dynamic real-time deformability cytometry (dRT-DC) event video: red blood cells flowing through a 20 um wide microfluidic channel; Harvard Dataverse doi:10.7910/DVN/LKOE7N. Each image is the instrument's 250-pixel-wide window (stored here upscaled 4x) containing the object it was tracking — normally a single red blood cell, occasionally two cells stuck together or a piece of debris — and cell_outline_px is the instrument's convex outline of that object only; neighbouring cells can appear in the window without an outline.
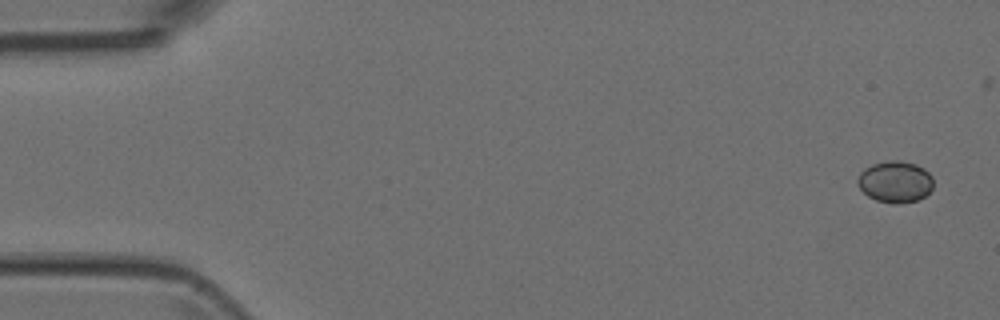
{"species": "Egyptian fruit bat (a non-hibernating species)", "species_latin": "Rousettus aegyptiacus", "temperature_condition": "room temperature", "stored_images_in_passage": 5, "camera_frame_rate_fps": 3000, "um_per_image_px": 0.085, "animal": {"sex": "female"}, "frame": {"image": 1, "passage_image": 1, "time_ms": 0.0, "image_size_px": [1000, 320], "cell_outline_px": [[932, 188], [920, 200], [896, 204], [892, 204], [876, 200], [868, 196], [856, 184], [856, 180], [860, 172], [864, 168], [872, 164], [888, 160], [900, 160], [916, 164], [924, 168], [932, 176]], "centroid_in_image_um": [76.07, 15.44], "position_along_channel_um": 8.9, "area_um2": 18.55}}